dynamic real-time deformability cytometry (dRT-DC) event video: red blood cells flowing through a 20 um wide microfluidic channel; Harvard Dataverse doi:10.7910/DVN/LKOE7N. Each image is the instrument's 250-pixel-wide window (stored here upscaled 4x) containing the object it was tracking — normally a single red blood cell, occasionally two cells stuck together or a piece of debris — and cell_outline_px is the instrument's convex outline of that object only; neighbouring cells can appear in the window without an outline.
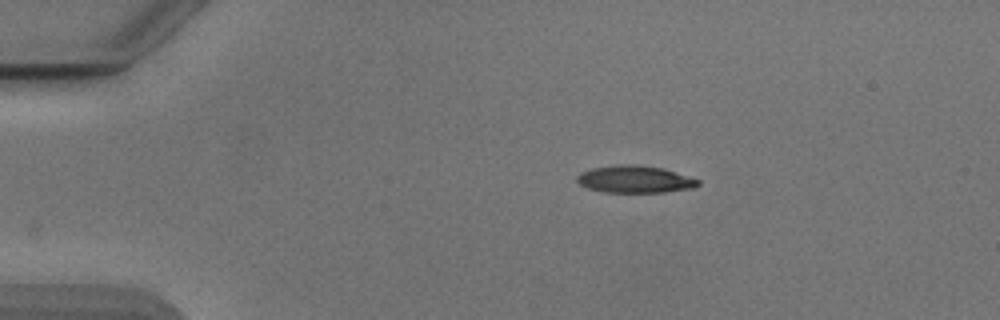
{"species": "Egyptian fruit bat (a non-hibernating species)", "species_latin": "Rousettus aegyptiacus", "temperature_condition": "cold", "stored_images_in_passage": 44, "camera_frame_rate_fps": 3000, "um_per_image_px": 0.085, "animal": {"sex": "male"}, "frame": {"image": 1, "passage_image": 1, "time_ms": 0.0, "image_size_px": [1000, 320], "cell_outline_px": [[700, 184], [696, 188], [664, 192], [604, 192], [588, 188], [580, 184], [576, 180], [576, 176], [580, 172], [592, 168], [616, 164], [636, 164], [664, 168], [700, 180]], "centroid_in_image_um": [53.97, 15.23], "position_along_channel_um": 31.0, "area_um2": 19.42}}
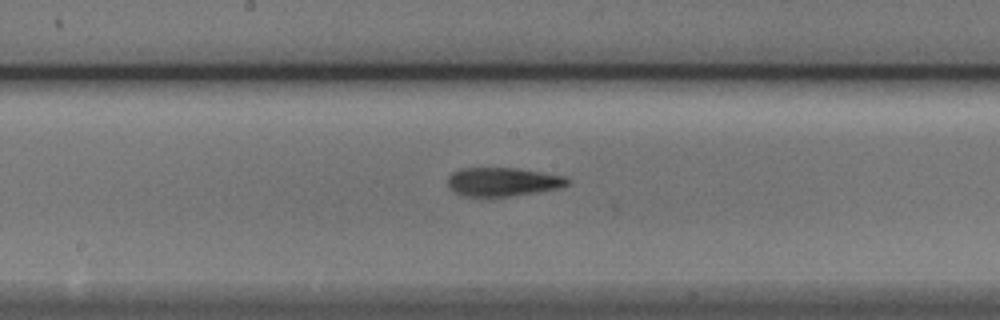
{"frame": {"image": 2, "passage_image": 19, "time_ms": 6.0, "image_size_px": [1000, 320], "cell_outline_px": [[572, 180], [568, 184], [560, 188], [536, 192], [508, 196], [468, 196], [456, 192], [448, 184], [448, 176], [452, 172], [464, 168], [512, 168], [540, 172], [564, 176]], "centroid_in_image_um": [42.77, 15.45], "position_along_channel_um": 205.4, "area_um2": 19.65}}
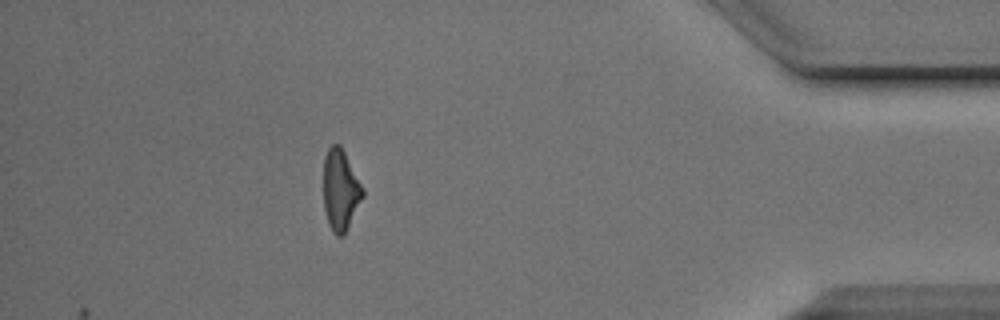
{"frame": {"image": 3, "passage_image": 38, "time_ms": 12.333, "image_size_px": [1000, 320], "cell_outline_px": [[364, 196], [344, 232], [340, 236], [336, 236], [332, 232], [328, 224], [324, 208], [324, 156], [328, 148], [332, 144], [340, 144], [364, 188]], "centroid_in_image_um": [28.93, 16.12], "position_along_channel_um": 406.3, "area_um2": 18.38}, "authors_computed_cell_mechanics": {"area_um2": 19.7098, "velocity_mm_per_s": 3.893, "shape_relaxation_time_tau1_ms": 5.683, "shape_relaxation_time_tau2_ms": 4.5767, "deformation_change_tau1": 0.1816, "deformation_change_tau2": 0.1467}}